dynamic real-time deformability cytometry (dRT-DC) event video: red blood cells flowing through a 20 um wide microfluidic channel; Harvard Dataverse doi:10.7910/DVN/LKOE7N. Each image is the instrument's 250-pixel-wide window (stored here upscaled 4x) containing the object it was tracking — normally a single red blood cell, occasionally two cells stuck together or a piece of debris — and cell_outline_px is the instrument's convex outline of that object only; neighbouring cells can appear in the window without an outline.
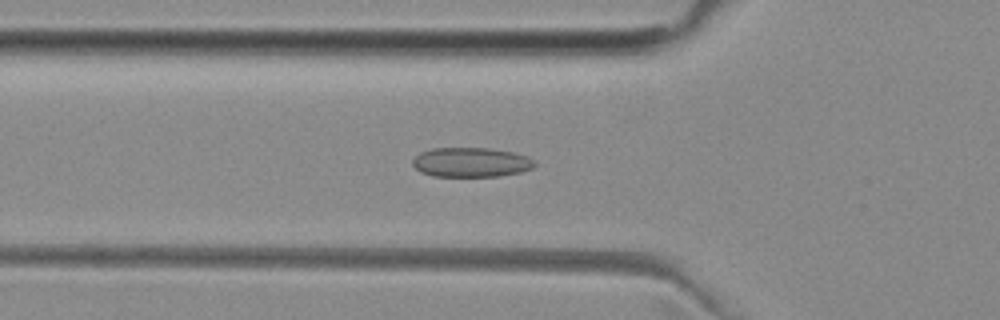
{"species": "common noctule bat (a hibernating species)", "species_latin": "Nyctalus noctula", "temperature_condition": "room temperature", "stored_images_in_passage": 45, "camera_frame_rate_fps": 3000, "um_per_image_px": 0.085, "animal": {"sex": "female", "body_mass_g": 29.2, "forearm_length_mm": 56.3}, "frame": {"image": 1, "passage_image": 11, "time_ms": 3.333, "image_size_px": [1000, 320], "cell_outline_px": [[536, 164], [532, 168], [520, 172], [496, 176], [432, 176], [420, 172], [412, 164], [412, 160], [420, 152], [432, 148], [492, 148], [512, 152], [528, 156], [536, 160]], "centroid_in_image_um": [40.04, 13.79], "position_along_channel_um": 85.8, "area_um2": 21.1}}
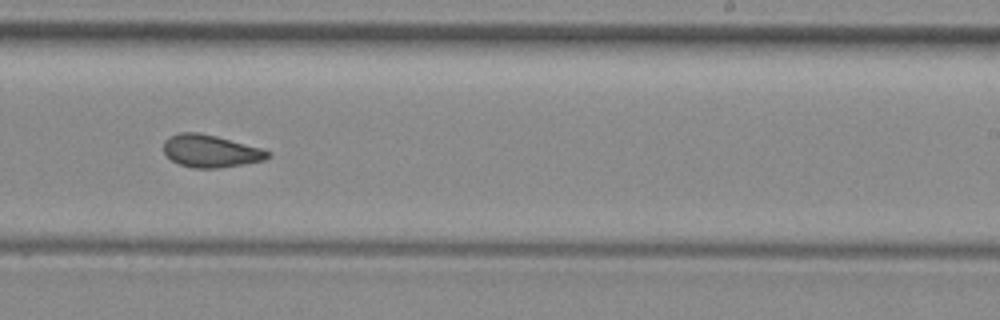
{"frame": {"image": 2, "passage_image": 25, "time_ms": 8.0, "image_size_px": [1000, 320], "cell_outline_px": [[272, 156], [264, 160], [220, 168], [192, 168], [180, 164], [172, 160], [164, 152], [164, 140], [180, 132], [200, 132], [216, 136], [260, 148], [272, 152]], "centroid_in_image_um": [17.91, 12.84], "position_along_channel_um": 271.1, "area_um2": 19.59}}
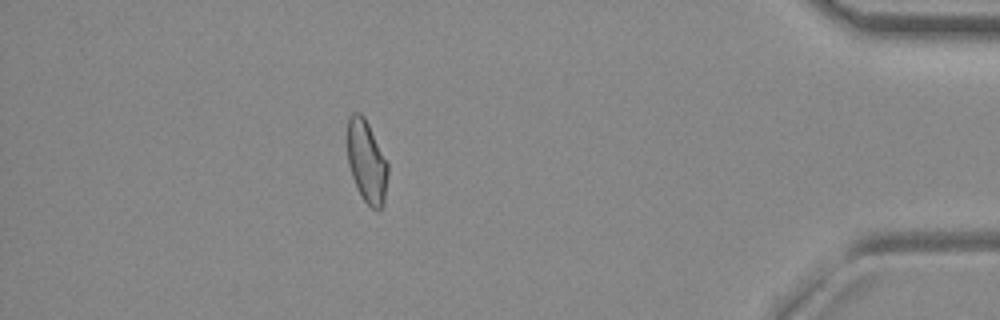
{"frame": {"image": 3, "passage_image": 39, "time_ms": 12.667, "image_size_px": [1000, 320], "cell_outline_px": [[388, 176], [384, 204], [380, 212], [376, 212], [364, 200], [352, 176], [348, 164], [348, 116], [352, 112], [360, 112], [364, 116], [388, 164]], "centroid_in_image_um": [31.18, 13.76], "position_along_channel_um": 404.0, "area_um2": 19.36}, "authors_computed_cell_mechanics": {"area_um2": 19.9988, "velocity_mm_per_s": 3.9704, "shape_relaxation_time_tau1_ms": null, "shape_relaxation_time_tau2_ms": 1.7181, "deformation_change_tau1": null, "deformation_change_tau2": 0.0802}}